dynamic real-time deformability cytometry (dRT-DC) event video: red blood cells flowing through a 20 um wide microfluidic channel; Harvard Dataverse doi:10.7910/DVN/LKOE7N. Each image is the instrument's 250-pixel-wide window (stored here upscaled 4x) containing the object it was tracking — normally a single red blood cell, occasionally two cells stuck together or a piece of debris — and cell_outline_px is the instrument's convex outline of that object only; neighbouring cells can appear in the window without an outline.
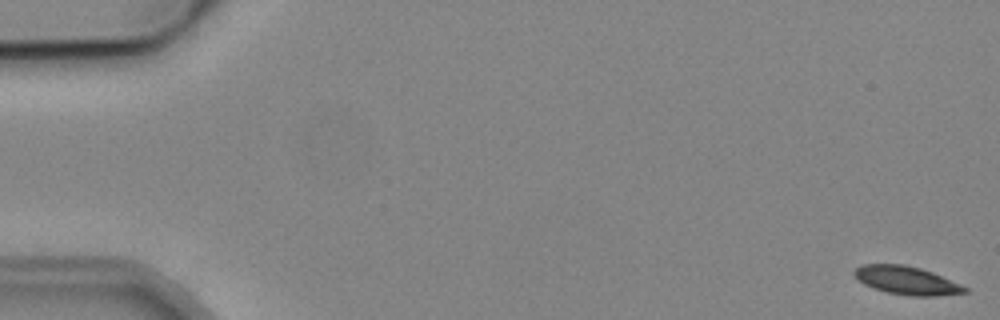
{"species": "common noctule bat (a hibernating species)", "species_latin": "Nyctalus noctula", "temperature_condition": "cold", "stored_images_in_passage": 6, "camera_frame_rate_fps": 3000, "um_per_image_px": 0.085, "animal": {"sex": "male", "body_mass_g": 19.2, "forearm_length_mm": 51.8}, "frame": {"image": 1, "passage_image": 1, "time_ms": 0.0, "image_size_px": [1000, 320], "cell_outline_px": [[968, 292], [936, 296], [912, 296], [888, 292], [872, 288], [864, 284], [852, 272], [860, 264], [904, 264], [920, 268], [932, 272], [960, 284], [968, 288]], "centroid_in_image_um": [77.06, 23.83], "position_along_channel_um": 7.9, "area_um2": 18.09}}
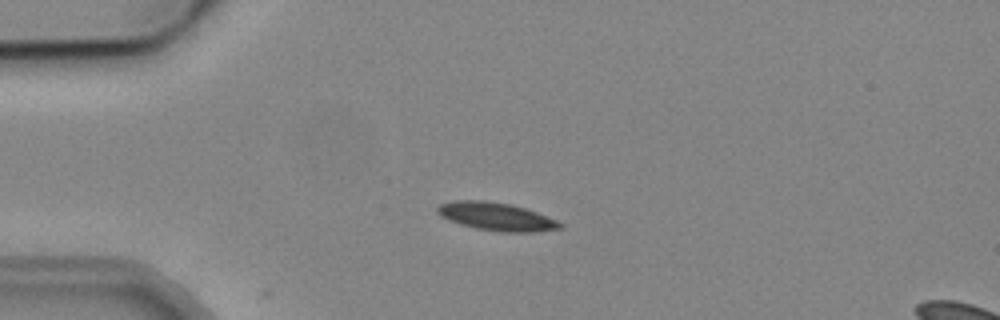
{"frame": {"image": 2, "passage_image": 5, "time_ms": 4.333, "image_size_px": [1000, 320], "cell_outline_px": [[564, 228], [532, 232], [504, 232], [476, 228], [460, 224], [440, 216], [436, 212], [436, 208], [440, 204], [456, 200], [484, 200], [512, 204], [536, 212], [556, 220], [564, 224]], "centroid_in_image_um": [42.19, 18.4], "position_along_channel_um": 42.8, "area_um2": 20.0}}